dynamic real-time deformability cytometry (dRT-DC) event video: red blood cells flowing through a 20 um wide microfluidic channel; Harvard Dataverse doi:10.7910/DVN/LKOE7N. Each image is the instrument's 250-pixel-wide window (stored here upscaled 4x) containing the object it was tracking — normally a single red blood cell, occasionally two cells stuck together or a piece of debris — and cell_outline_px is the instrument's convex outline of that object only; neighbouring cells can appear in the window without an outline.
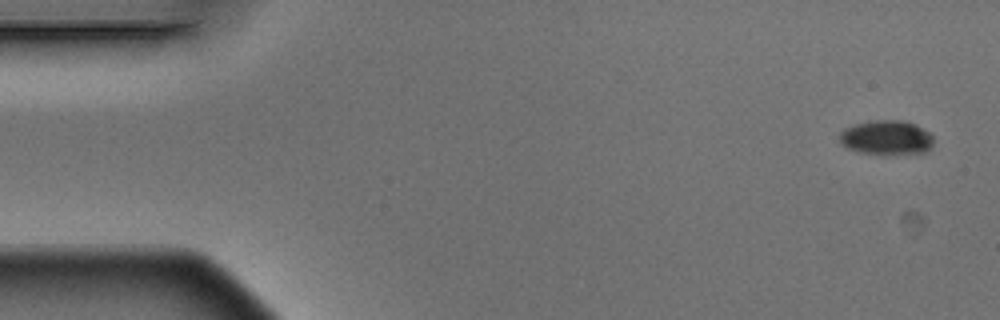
{"species": "Egyptian fruit bat (a non-hibernating species)", "species_latin": "Rousettus aegyptiacus", "temperature_condition": "warm", "stored_images_in_passage": 5, "camera_frame_rate_fps": 3000, "um_per_image_px": 0.085, "animal": {"sex": "male"}, "frame": {"image": 1, "passage_image": 1, "time_ms": 0.0, "image_size_px": [1000, 320], "cell_outline_px": [[932, 148], [928, 152], [888, 156], [884, 156], [860, 152], [848, 148], [840, 144], [840, 132], [844, 128], [856, 124], [872, 120], [904, 120], [916, 124], [928, 132], [932, 136]], "centroid_in_image_um": [75.37, 11.73], "position_along_channel_um": 9.6, "area_um2": 19.42}}
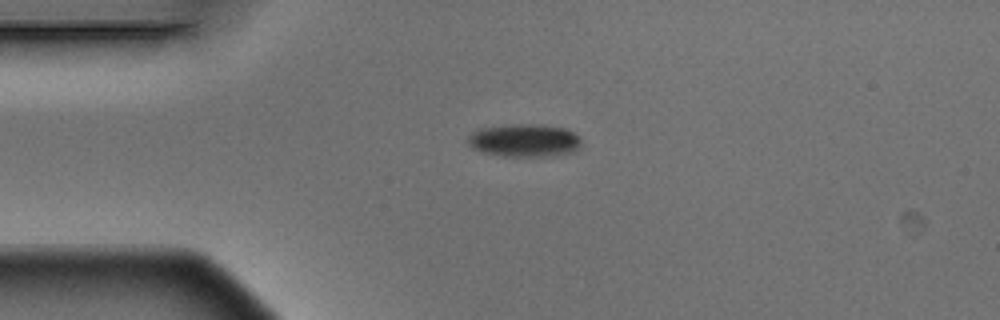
{"frame": {"image": 2, "passage_image": 4, "time_ms": 1.0, "image_size_px": [1000, 320], "cell_outline_px": [[580, 148], [576, 152], [556, 156], [504, 156], [484, 152], [472, 148], [468, 144], [468, 136], [472, 132], [480, 128], [512, 124], [540, 124], [564, 128], [580, 136]], "centroid_in_image_um": [44.61, 11.94], "position_along_channel_um": 40.4, "area_um2": 21.96}}